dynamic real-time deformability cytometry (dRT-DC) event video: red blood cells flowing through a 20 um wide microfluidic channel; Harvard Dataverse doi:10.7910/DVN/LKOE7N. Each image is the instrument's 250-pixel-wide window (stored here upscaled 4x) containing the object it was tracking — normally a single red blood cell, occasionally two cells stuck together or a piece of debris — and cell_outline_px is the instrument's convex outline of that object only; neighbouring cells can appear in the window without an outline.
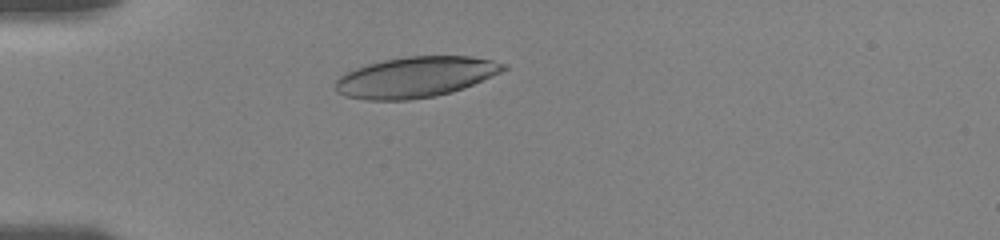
{"species": "human", "species_latin": "Homo sapiens", "temperature_condition": "room temperature", "stored_images_in_passage": 33, "camera_frame_rate_fps": 3000, "um_per_image_px": 0.085, "donor": {"sex": "female"}, "frame": {"image": 1, "passage_image": 8, "time_ms": 3.0, "image_size_px": [1000, 240], "cell_outline_px": [[508, 68], [500, 72], [464, 88], [452, 92], [436, 96], [408, 100], [364, 100], [344, 96], [336, 92], [336, 80], [344, 72], [368, 64], [384, 60], [408, 56], [472, 56], [492, 60], [508, 64]], "centroid_in_image_um": [35.31, 6.56], "position_along_channel_um": 49.7, "area_um2": 39.88}}
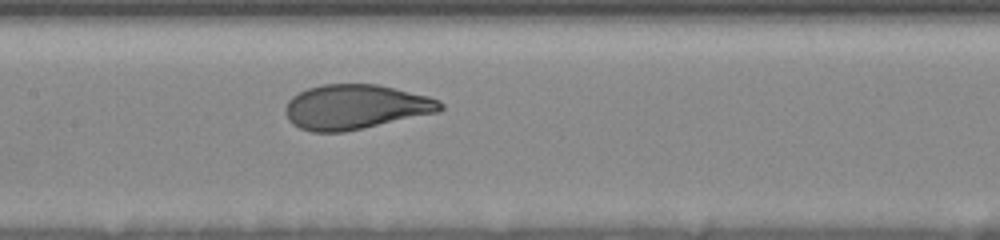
{"frame": {"image": 2, "passage_image": 17, "time_ms": 7.0, "image_size_px": [1000, 240], "cell_outline_px": [[444, 108], [440, 112], [364, 128], [344, 132], [312, 132], [300, 128], [292, 124], [288, 120], [284, 112], [284, 108], [288, 100], [292, 96], [308, 88], [320, 84], [376, 84], [396, 88], [428, 96], [440, 100], [444, 104]], "centroid_in_image_um": [30.22, 9.09], "position_along_channel_um": 177.2, "area_um2": 40.75}}
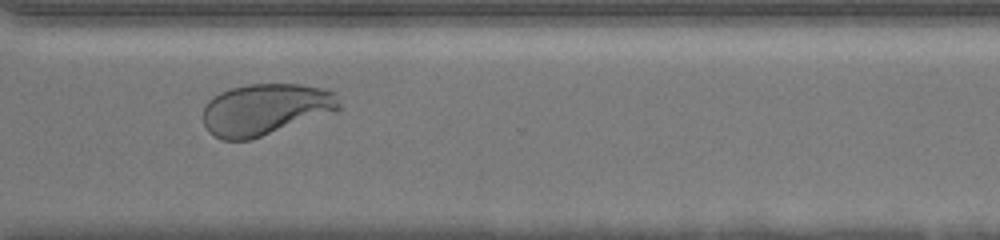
{"frame": {"image": 3, "passage_image": 28, "time_ms": 11.667, "image_size_px": [1000, 240], "cell_outline_px": [[340, 108], [336, 112], [252, 140], [220, 140], [212, 136], [208, 132], [200, 116], [204, 104], [208, 100], [220, 92], [232, 88], [248, 84], [300, 84], [324, 88], [336, 92], [340, 104]], "centroid_in_image_um": [22.53, 9.31], "position_along_channel_um": 348.1, "area_um2": 41.73}, "authors_computed_cell_mechanics": {"area_um2": 40.4022, "velocity_mm_per_s": 3.6681, "shape_relaxation_time_tau1_ms": 3.7353, "shape_relaxation_time_tau2_ms": null, "deformation_change_tau1": 0.1787, "deformation_change_tau2": null}}